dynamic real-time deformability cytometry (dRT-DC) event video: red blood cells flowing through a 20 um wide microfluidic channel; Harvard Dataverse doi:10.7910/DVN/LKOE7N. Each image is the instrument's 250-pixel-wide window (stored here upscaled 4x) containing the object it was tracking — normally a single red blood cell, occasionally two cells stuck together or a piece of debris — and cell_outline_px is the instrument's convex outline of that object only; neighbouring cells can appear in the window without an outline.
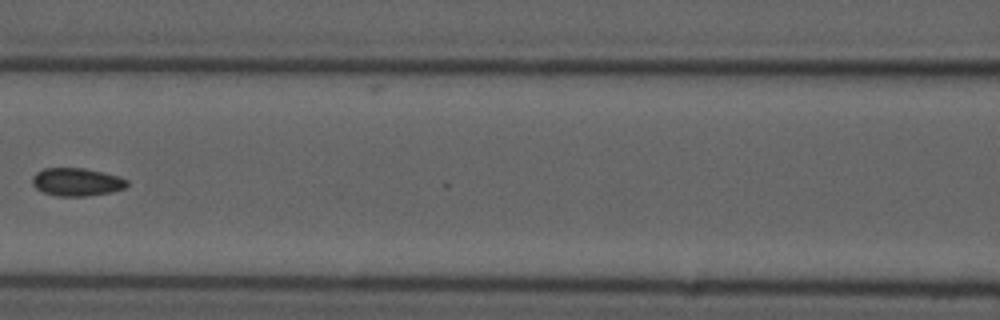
{"species": "common noctule bat (a hibernating species)", "species_latin": "Nyctalus noctula", "temperature_condition": "cold", "stored_images_in_passage": 6, "camera_frame_rate_fps": 3000, "um_per_image_px": 0.085, "animal": {"sex": "male", "forearm_length_mm": 52.5}, "frame": {"image": 1, "passage_image": 6, "time_ms": 7.0, "image_size_px": [1000, 320], "cell_outline_px": [[128, 184], [124, 188], [112, 192], [84, 196], [60, 196], [44, 192], [36, 188], [32, 184], [32, 176], [36, 172], [44, 168], [84, 168], [104, 172], [128, 180]], "centroid_in_image_um": [6.51, 15.46], "position_along_channel_um": 160.1, "area_um2": 15.37}}